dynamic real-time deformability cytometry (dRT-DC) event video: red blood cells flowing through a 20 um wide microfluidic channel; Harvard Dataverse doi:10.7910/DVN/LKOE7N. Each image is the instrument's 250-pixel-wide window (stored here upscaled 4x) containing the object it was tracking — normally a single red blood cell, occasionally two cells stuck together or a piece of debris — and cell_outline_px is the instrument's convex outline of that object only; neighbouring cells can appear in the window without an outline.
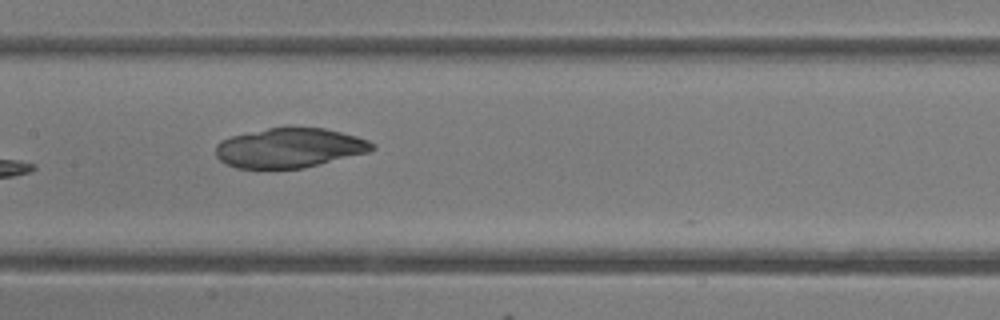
{"species": "common noctule bat (a hibernating species)", "species_latin": "Nyctalus noctula", "temperature_condition": "room temperature", "stored_images_in_passage": 9, "camera_frame_rate_fps": 3000, "um_per_image_px": 0.085, "animal": {"sex": "female"}, "frame": {"image": 1, "passage_image": 6, "time_ms": 7.0, "image_size_px": [1000, 320], "cell_outline_px": [[376, 148], [368, 152], [304, 168], [236, 168], [220, 160], [216, 156], [216, 144], [220, 140], [232, 136], [268, 128], [288, 124], [324, 128], [356, 136], [368, 140], [376, 144]], "centroid_in_image_um": [24.62, 12.53], "position_along_channel_um": 182.8, "area_um2": 36.65}}
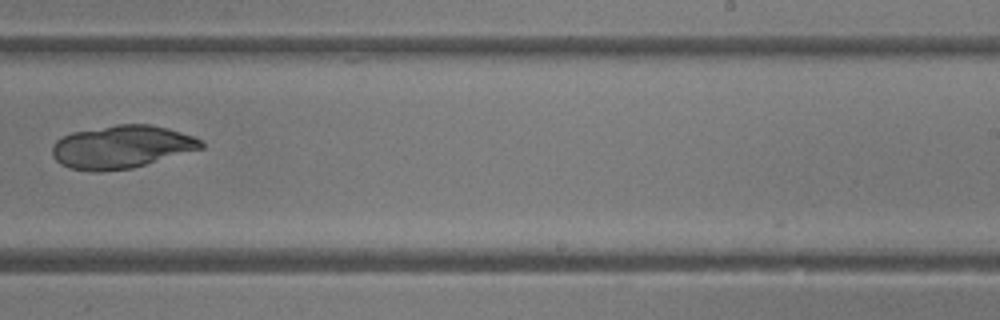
{"frame": {"image": 2, "passage_image": 8, "time_ms": 9.333, "image_size_px": [1000, 320], "cell_outline_px": [[204, 148], [132, 168], [100, 172], [92, 172], [68, 168], [60, 164], [52, 156], [52, 144], [56, 140], [72, 132], [116, 124], [148, 124], [168, 128], [192, 136], [200, 140], [204, 144]], "centroid_in_image_um": [10.3, 12.49], "position_along_channel_um": 278.7, "area_um2": 37.4}}
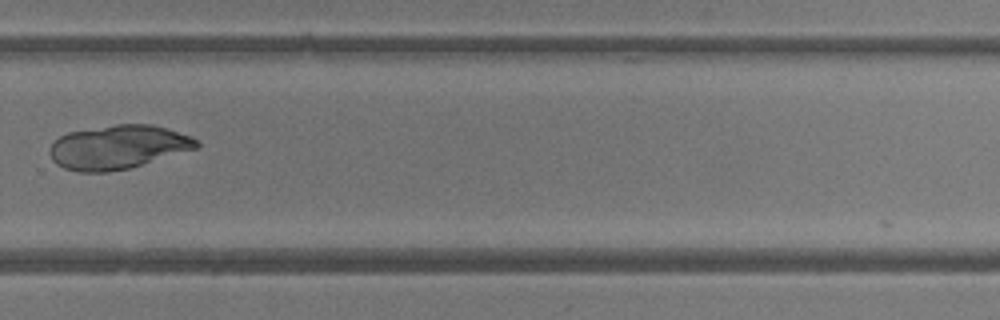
{"frame": {"image": 3, "passage_image": 9, "time_ms": 10.333, "image_size_px": [1000, 320], "cell_outline_px": [[200, 148], [128, 168], [104, 172], [80, 172], [64, 168], [56, 164], [52, 160], [48, 152], [48, 148], [60, 136], [68, 132], [116, 124], [152, 124], [192, 136], [200, 144]], "centroid_in_image_um": [10.03, 12.5], "position_along_channel_um": 319.8, "area_um2": 37.57}}